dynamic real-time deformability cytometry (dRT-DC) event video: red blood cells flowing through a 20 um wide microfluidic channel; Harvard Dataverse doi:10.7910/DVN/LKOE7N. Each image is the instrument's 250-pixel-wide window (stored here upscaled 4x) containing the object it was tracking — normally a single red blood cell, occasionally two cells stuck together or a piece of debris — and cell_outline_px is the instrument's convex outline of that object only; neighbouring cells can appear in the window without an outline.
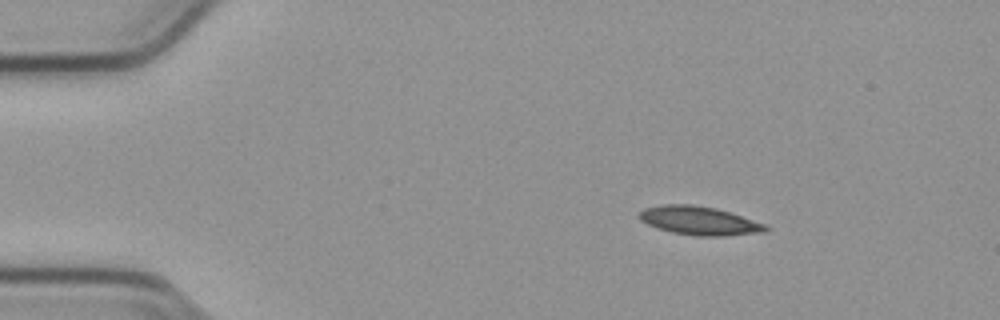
{"species": "common noctule bat (a hibernating species)", "species_latin": "Nyctalus noctula", "temperature_condition": "cold", "stored_images_in_passage": 47, "camera_frame_rate_fps": 3000, "um_per_image_px": 0.085, "animal": {"sex": "male", "body_mass_g": 23.1, "forearm_length_mm": 52.7}, "frame": {"image": 1, "passage_image": 1, "time_ms": 0.0, "image_size_px": [1000, 320], "cell_outline_px": [[768, 228], [764, 232], [724, 236], [696, 236], [672, 232], [648, 224], [640, 220], [640, 212], [644, 208], [660, 204], [692, 204], [716, 208], [768, 224]], "centroid_in_image_um": [59.47, 18.75], "position_along_channel_um": 25.5, "area_um2": 21.04}}
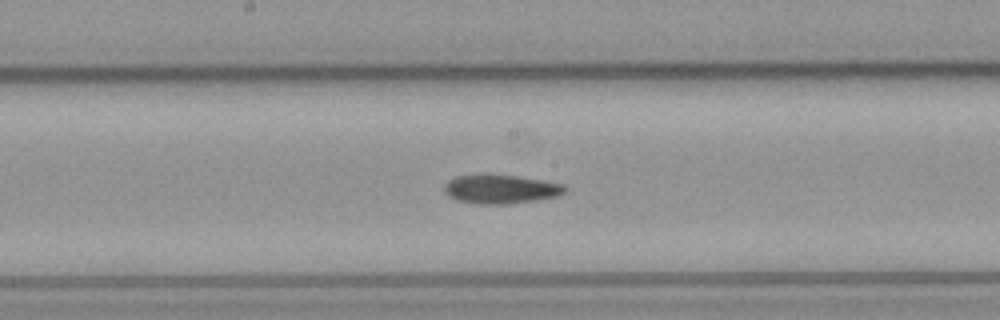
{"frame": {"image": 2, "passage_image": 21, "time_ms": 6.667, "image_size_px": [1000, 320], "cell_outline_px": [[568, 188], [564, 192], [556, 196], [536, 200], [508, 204], [476, 204], [456, 200], [448, 196], [444, 192], [444, 184], [448, 180], [456, 176], [484, 172], [516, 176], [564, 184]], "centroid_in_image_um": [42.49, 16.05], "position_along_channel_um": 205.7, "area_um2": 20.81}}
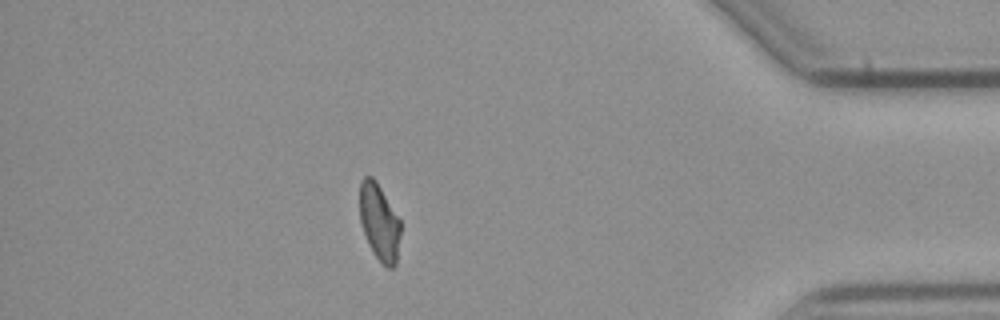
{"frame": {"image": 3, "passage_image": 40, "time_ms": 13.0, "image_size_px": [1000, 320], "cell_outline_px": [[400, 236], [396, 264], [392, 268], [388, 268], [372, 252], [368, 244], [360, 220], [360, 180], [364, 176], [372, 176], [376, 180], [400, 220]], "centroid_in_image_um": [32.24, 18.87], "position_along_channel_um": 403.0, "area_um2": 18.15}}